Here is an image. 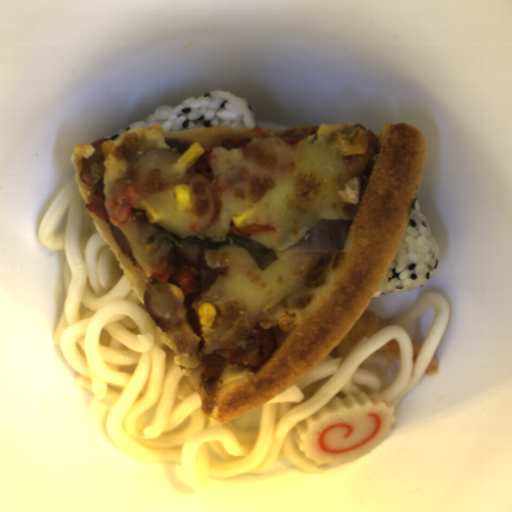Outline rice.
I'll list each match as a JSON object with an SVG mask.
<instances>
[{"label": "rice", "instance_id": "rice-1", "mask_svg": "<svg viewBox=\"0 0 512 512\" xmlns=\"http://www.w3.org/2000/svg\"><path fill=\"white\" fill-rule=\"evenodd\" d=\"M255 112L251 104L227 90H214L202 96H193L176 106L163 104L155 114L136 121L110 136H119L136 127L161 125L166 131L229 127L232 129L255 128Z\"/></svg>", "mask_w": 512, "mask_h": 512}, {"label": "rice", "instance_id": "rice-2", "mask_svg": "<svg viewBox=\"0 0 512 512\" xmlns=\"http://www.w3.org/2000/svg\"><path fill=\"white\" fill-rule=\"evenodd\" d=\"M440 264L441 251L416 197L389 269L373 297L422 288Z\"/></svg>", "mask_w": 512, "mask_h": 512}]
</instances>
